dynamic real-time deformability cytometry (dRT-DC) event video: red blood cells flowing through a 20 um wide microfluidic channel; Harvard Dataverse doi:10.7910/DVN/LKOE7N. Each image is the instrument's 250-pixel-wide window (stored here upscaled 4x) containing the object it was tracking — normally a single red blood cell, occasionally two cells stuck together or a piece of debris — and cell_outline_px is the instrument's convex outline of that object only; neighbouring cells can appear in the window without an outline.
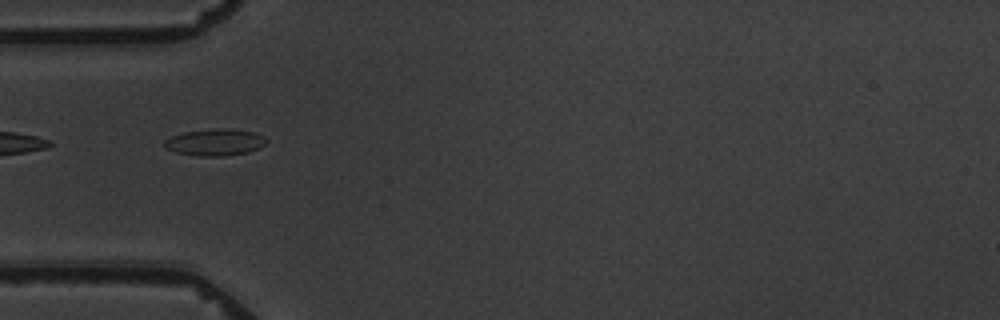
{"species": "common noctule bat (a hibernating species)", "species_latin": "Nyctalus noctula", "temperature_condition": "warm", "stored_images_in_passage": 3, "camera_frame_rate_fps": 3000, "um_per_image_px": 0.085, "animal": {"sex": "male", "body_mass_g": 19.5, "forearm_length_mm": 54.6}, "frame": {"image": 1, "passage_image": 3, "time_ms": 2.667, "image_size_px": [1000, 320], "cell_outline_px": [[268, 140], [260, 148], [248, 152], [224, 156], [196, 156], [176, 152], [164, 148], [164, 140], [172, 136], [184, 132], [220, 128], [252, 132]], "centroid_in_image_um": [18.23, 12.11], "position_along_channel_um": 66.8, "area_um2": 15.66}}